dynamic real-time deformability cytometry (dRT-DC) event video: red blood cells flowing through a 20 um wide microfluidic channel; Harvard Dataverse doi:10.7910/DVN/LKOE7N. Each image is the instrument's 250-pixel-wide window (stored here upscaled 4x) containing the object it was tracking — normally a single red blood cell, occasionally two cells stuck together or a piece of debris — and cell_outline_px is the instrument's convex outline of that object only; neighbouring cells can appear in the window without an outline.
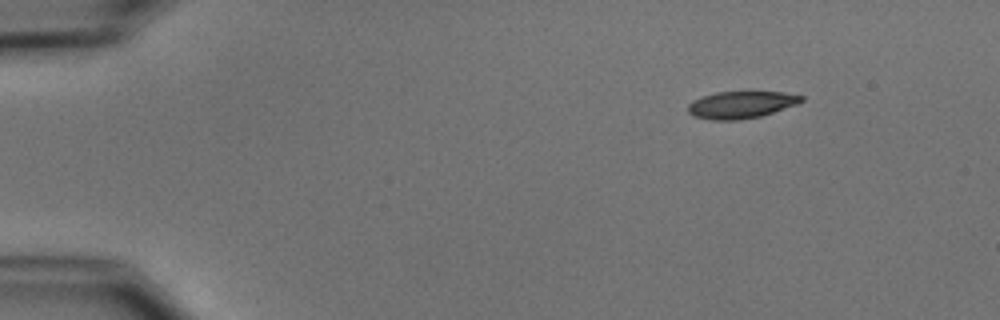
{"species": "common noctule bat (a hibernating species)", "species_latin": "Nyctalus noctula", "temperature_condition": "cold", "stored_images_in_passage": 42, "camera_frame_rate_fps": 3000, "um_per_image_px": 0.085, "animal": {"sex": "male", "body_mass_g": 15.6}, "frame": {"image": 1, "passage_image": 1, "time_ms": 0.0, "image_size_px": [1000, 320], "cell_outline_px": [[804, 100], [796, 104], [760, 116], [736, 120], [712, 120], [692, 116], [688, 112], [688, 104], [692, 100], [716, 92], [748, 88], [784, 92], [804, 96]], "centroid_in_image_um": [63.0, 8.84], "position_along_channel_um": 22.0, "area_um2": 18.73}}
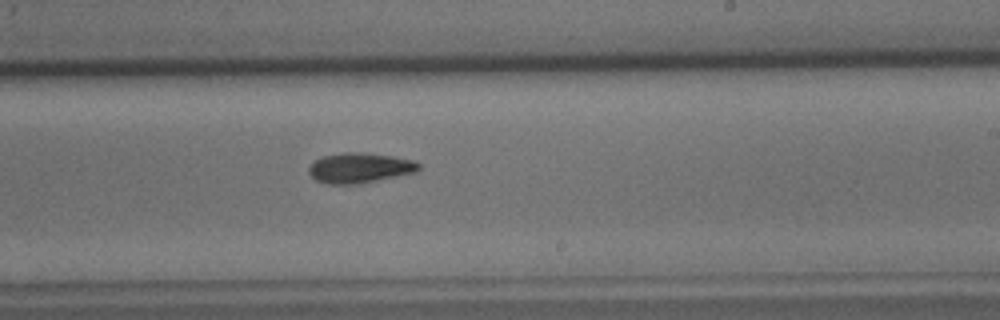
{"frame": {"image": 2, "passage_image": 27, "time_ms": 8.667, "image_size_px": [1000, 320], "cell_outline_px": [[420, 168], [416, 172], [360, 184], [328, 184], [316, 180], [308, 172], [308, 168], [316, 160], [324, 156], [344, 152], [356, 152], [392, 156], [416, 160], [420, 164]], "centroid_in_image_um": [30.6, 14.28], "position_along_channel_um": 258.4, "area_um2": 19.25}}
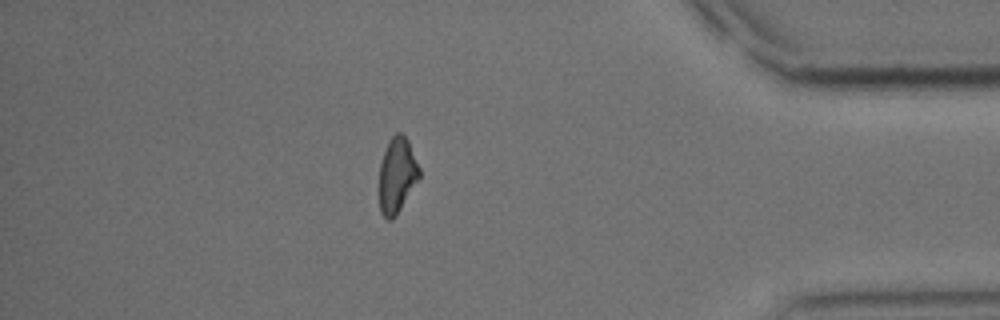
{"frame": {"image": 3, "passage_image": 41, "time_ms": 13.333, "image_size_px": [1000, 320], "cell_outline_px": [[420, 176], [396, 216], [392, 220], [388, 220], [380, 212], [380, 164], [388, 140], [396, 132], [400, 132], [408, 140], [420, 168]], "centroid_in_image_um": [33.75, 14.88], "position_along_channel_um": 401.5, "area_um2": 17.46}}